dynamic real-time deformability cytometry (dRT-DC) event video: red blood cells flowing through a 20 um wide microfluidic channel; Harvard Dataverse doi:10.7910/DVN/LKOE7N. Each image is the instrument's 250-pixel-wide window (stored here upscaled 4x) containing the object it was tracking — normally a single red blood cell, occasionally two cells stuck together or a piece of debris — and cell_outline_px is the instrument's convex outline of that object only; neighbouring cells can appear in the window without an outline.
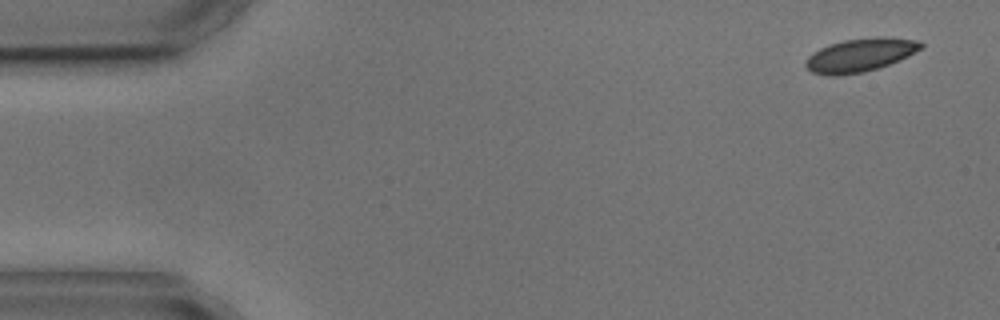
{"species": "common noctule bat (a hibernating species)", "species_latin": "Nyctalus noctula", "temperature_condition": "cold", "stored_images_in_passage": 4, "camera_frame_rate_fps": 3000, "um_per_image_px": 0.085, "animal": {"sex": "male", "body_mass_g": 17.9, "forearm_length_mm": 54.2}, "frame": {"image": 1, "passage_image": 1, "time_ms": 0.0, "image_size_px": [1000, 320], "cell_outline_px": [[924, 48], [908, 56], [880, 68], [864, 72], [836, 76], [832, 76], [812, 72], [804, 64], [808, 56], [812, 52], [828, 44], [844, 40], [876, 36], [884, 36], [920, 40], [924, 44]], "centroid_in_image_um": [73.15, 4.66], "position_along_channel_um": 11.8, "area_um2": 22.77}}
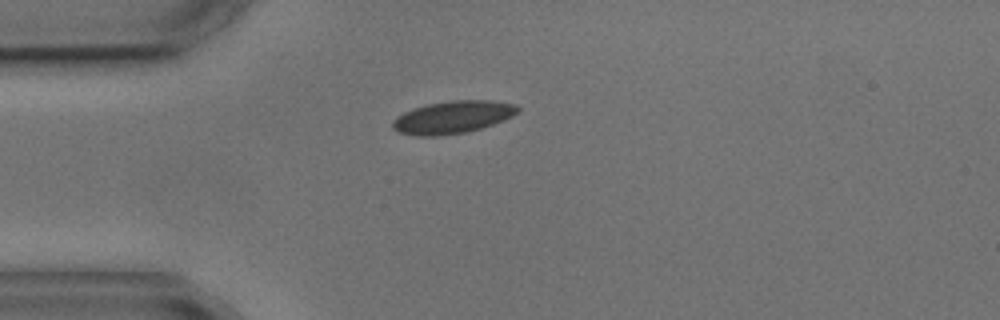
{"frame": {"image": 2, "passage_image": 4, "time_ms": 3.667, "image_size_px": [1000, 320], "cell_outline_px": [[520, 108], [512, 116], [504, 120], [480, 128], [464, 132], [436, 136], [416, 136], [400, 132], [392, 128], [392, 120], [396, 116], [412, 108], [428, 104], [452, 100], [492, 100], [516, 104]], "centroid_in_image_um": [38.46, 9.95], "position_along_channel_um": 46.5, "area_um2": 23.64}}